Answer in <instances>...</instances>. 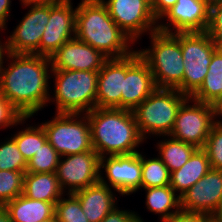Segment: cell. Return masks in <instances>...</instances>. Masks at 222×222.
Returning <instances> with one entry per match:
<instances>
[{
    "instance_id": "cell-32",
    "label": "cell",
    "mask_w": 222,
    "mask_h": 222,
    "mask_svg": "<svg viewBox=\"0 0 222 222\" xmlns=\"http://www.w3.org/2000/svg\"><path fill=\"white\" fill-rule=\"evenodd\" d=\"M27 162L19 151L15 140L7 138L0 143V170L26 172Z\"/></svg>"
},
{
    "instance_id": "cell-42",
    "label": "cell",
    "mask_w": 222,
    "mask_h": 222,
    "mask_svg": "<svg viewBox=\"0 0 222 222\" xmlns=\"http://www.w3.org/2000/svg\"><path fill=\"white\" fill-rule=\"evenodd\" d=\"M3 31L5 30L4 28H1L0 27V31ZM5 42V43H4ZM3 43L0 41V70L1 68L4 66L3 64L5 63L4 62V58H5V55L6 57L8 56L9 54V49H8V43L7 41H4Z\"/></svg>"
},
{
    "instance_id": "cell-19",
    "label": "cell",
    "mask_w": 222,
    "mask_h": 222,
    "mask_svg": "<svg viewBox=\"0 0 222 222\" xmlns=\"http://www.w3.org/2000/svg\"><path fill=\"white\" fill-rule=\"evenodd\" d=\"M127 57L108 59L98 72L96 108H120Z\"/></svg>"
},
{
    "instance_id": "cell-20",
    "label": "cell",
    "mask_w": 222,
    "mask_h": 222,
    "mask_svg": "<svg viewBox=\"0 0 222 222\" xmlns=\"http://www.w3.org/2000/svg\"><path fill=\"white\" fill-rule=\"evenodd\" d=\"M101 173L97 183L73 193L89 222H101L118 202Z\"/></svg>"
},
{
    "instance_id": "cell-43",
    "label": "cell",
    "mask_w": 222,
    "mask_h": 222,
    "mask_svg": "<svg viewBox=\"0 0 222 222\" xmlns=\"http://www.w3.org/2000/svg\"><path fill=\"white\" fill-rule=\"evenodd\" d=\"M211 217L212 222H222V200L217 211Z\"/></svg>"
},
{
    "instance_id": "cell-26",
    "label": "cell",
    "mask_w": 222,
    "mask_h": 222,
    "mask_svg": "<svg viewBox=\"0 0 222 222\" xmlns=\"http://www.w3.org/2000/svg\"><path fill=\"white\" fill-rule=\"evenodd\" d=\"M168 138L157 143V150L159 151L158 157L171 173L180 169L198 148L171 136Z\"/></svg>"
},
{
    "instance_id": "cell-7",
    "label": "cell",
    "mask_w": 222,
    "mask_h": 222,
    "mask_svg": "<svg viewBox=\"0 0 222 222\" xmlns=\"http://www.w3.org/2000/svg\"><path fill=\"white\" fill-rule=\"evenodd\" d=\"M41 125L47 141L61 157L93 150L87 114L56 113Z\"/></svg>"
},
{
    "instance_id": "cell-10",
    "label": "cell",
    "mask_w": 222,
    "mask_h": 222,
    "mask_svg": "<svg viewBox=\"0 0 222 222\" xmlns=\"http://www.w3.org/2000/svg\"><path fill=\"white\" fill-rule=\"evenodd\" d=\"M110 17L119 28L134 42L145 32L158 30V21L148 0H101ZM141 36V37H140Z\"/></svg>"
},
{
    "instance_id": "cell-34",
    "label": "cell",
    "mask_w": 222,
    "mask_h": 222,
    "mask_svg": "<svg viewBox=\"0 0 222 222\" xmlns=\"http://www.w3.org/2000/svg\"><path fill=\"white\" fill-rule=\"evenodd\" d=\"M31 116H22L7 100L0 94V129L23 124Z\"/></svg>"
},
{
    "instance_id": "cell-39",
    "label": "cell",
    "mask_w": 222,
    "mask_h": 222,
    "mask_svg": "<svg viewBox=\"0 0 222 222\" xmlns=\"http://www.w3.org/2000/svg\"><path fill=\"white\" fill-rule=\"evenodd\" d=\"M11 0H0V27L7 28L6 23L10 16Z\"/></svg>"
},
{
    "instance_id": "cell-14",
    "label": "cell",
    "mask_w": 222,
    "mask_h": 222,
    "mask_svg": "<svg viewBox=\"0 0 222 222\" xmlns=\"http://www.w3.org/2000/svg\"><path fill=\"white\" fill-rule=\"evenodd\" d=\"M161 19L168 20L167 23L158 22V31L161 32H206L210 7L202 0H177Z\"/></svg>"
},
{
    "instance_id": "cell-17",
    "label": "cell",
    "mask_w": 222,
    "mask_h": 222,
    "mask_svg": "<svg viewBox=\"0 0 222 222\" xmlns=\"http://www.w3.org/2000/svg\"><path fill=\"white\" fill-rule=\"evenodd\" d=\"M157 88L148 64L137 51L127 56V72L121 92V109L134 110Z\"/></svg>"
},
{
    "instance_id": "cell-3",
    "label": "cell",
    "mask_w": 222,
    "mask_h": 222,
    "mask_svg": "<svg viewBox=\"0 0 222 222\" xmlns=\"http://www.w3.org/2000/svg\"><path fill=\"white\" fill-rule=\"evenodd\" d=\"M93 149L100 157L139 152L144 142L132 110L94 108L87 113Z\"/></svg>"
},
{
    "instance_id": "cell-41",
    "label": "cell",
    "mask_w": 222,
    "mask_h": 222,
    "mask_svg": "<svg viewBox=\"0 0 222 222\" xmlns=\"http://www.w3.org/2000/svg\"><path fill=\"white\" fill-rule=\"evenodd\" d=\"M22 5L28 6V5H55L63 3L67 0H20Z\"/></svg>"
},
{
    "instance_id": "cell-30",
    "label": "cell",
    "mask_w": 222,
    "mask_h": 222,
    "mask_svg": "<svg viewBox=\"0 0 222 222\" xmlns=\"http://www.w3.org/2000/svg\"><path fill=\"white\" fill-rule=\"evenodd\" d=\"M25 173L0 170V207L22 194Z\"/></svg>"
},
{
    "instance_id": "cell-4",
    "label": "cell",
    "mask_w": 222,
    "mask_h": 222,
    "mask_svg": "<svg viewBox=\"0 0 222 222\" xmlns=\"http://www.w3.org/2000/svg\"><path fill=\"white\" fill-rule=\"evenodd\" d=\"M150 48L136 50L148 64L157 88H175L183 94L184 61L179 32L155 31Z\"/></svg>"
},
{
    "instance_id": "cell-16",
    "label": "cell",
    "mask_w": 222,
    "mask_h": 222,
    "mask_svg": "<svg viewBox=\"0 0 222 222\" xmlns=\"http://www.w3.org/2000/svg\"><path fill=\"white\" fill-rule=\"evenodd\" d=\"M72 0L50 5V17L40 41V55L50 57L64 43L75 38L76 8Z\"/></svg>"
},
{
    "instance_id": "cell-13",
    "label": "cell",
    "mask_w": 222,
    "mask_h": 222,
    "mask_svg": "<svg viewBox=\"0 0 222 222\" xmlns=\"http://www.w3.org/2000/svg\"><path fill=\"white\" fill-rule=\"evenodd\" d=\"M106 172L109 187L120 195H130L141 189V153L100 157L101 169Z\"/></svg>"
},
{
    "instance_id": "cell-8",
    "label": "cell",
    "mask_w": 222,
    "mask_h": 222,
    "mask_svg": "<svg viewBox=\"0 0 222 222\" xmlns=\"http://www.w3.org/2000/svg\"><path fill=\"white\" fill-rule=\"evenodd\" d=\"M179 42L184 61L183 94L191 97L202 85L217 48L207 32H179Z\"/></svg>"
},
{
    "instance_id": "cell-21",
    "label": "cell",
    "mask_w": 222,
    "mask_h": 222,
    "mask_svg": "<svg viewBox=\"0 0 222 222\" xmlns=\"http://www.w3.org/2000/svg\"><path fill=\"white\" fill-rule=\"evenodd\" d=\"M55 204L34 200L21 194L6 203L3 209L8 213L11 222H40L55 217Z\"/></svg>"
},
{
    "instance_id": "cell-9",
    "label": "cell",
    "mask_w": 222,
    "mask_h": 222,
    "mask_svg": "<svg viewBox=\"0 0 222 222\" xmlns=\"http://www.w3.org/2000/svg\"><path fill=\"white\" fill-rule=\"evenodd\" d=\"M214 124L212 104L188 97L178 110L169 136L203 148Z\"/></svg>"
},
{
    "instance_id": "cell-44",
    "label": "cell",
    "mask_w": 222,
    "mask_h": 222,
    "mask_svg": "<svg viewBox=\"0 0 222 222\" xmlns=\"http://www.w3.org/2000/svg\"><path fill=\"white\" fill-rule=\"evenodd\" d=\"M0 222H11L8 213L0 207Z\"/></svg>"
},
{
    "instance_id": "cell-28",
    "label": "cell",
    "mask_w": 222,
    "mask_h": 222,
    "mask_svg": "<svg viewBox=\"0 0 222 222\" xmlns=\"http://www.w3.org/2000/svg\"><path fill=\"white\" fill-rule=\"evenodd\" d=\"M23 158L28 162L47 141L42 125L28 126L12 136Z\"/></svg>"
},
{
    "instance_id": "cell-37",
    "label": "cell",
    "mask_w": 222,
    "mask_h": 222,
    "mask_svg": "<svg viewBox=\"0 0 222 222\" xmlns=\"http://www.w3.org/2000/svg\"><path fill=\"white\" fill-rule=\"evenodd\" d=\"M164 222H212V217L207 214L188 212L180 209Z\"/></svg>"
},
{
    "instance_id": "cell-29",
    "label": "cell",
    "mask_w": 222,
    "mask_h": 222,
    "mask_svg": "<svg viewBox=\"0 0 222 222\" xmlns=\"http://www.w3.org/2000/svg\"><path fill=\"white\" fill-rule=\"evenodd\" d=\"M60 157L59 153L46 141L27 162L26 172L55 173Z\"/></svg>"
},
{
    "instance_id": "cell-11",
    "label": "cell",
    "mask_w": 222,
    "mask_h": 222,
    "mask_svg": "<svg viewBox=\"0 0 222 222\" xmlns=\"http://www.w3.org/2000/svg\"><path fill=\"white\" fill-rule=\"evenodd\" d=\"M55 174L62 190L74 193L99 181L100 156L93 149L60 157Z\"/></svg>"
},
{
    "instance_id": "cell-23",
    "label": "cell",
    "mask_w": 222,
    "mask_h": 222,
    "mask_svg": "<svg viewBox=\"0 0 222 222\" xmlns=\"http://www.w3.org/2000/svg\"><path fill=\"white\" fill-rule=\"evenodd\" d=\"M63 193L55 173H25L22 194L26 197L56 203Z\"/></svg>"
},
{
    "instance_id": "cell-2",
    "label": "cell",
    "mask_w": 222,
    "mask_h": 222,
    "mask_svg": "<svg viewBox=\"0 0 222 222\" xmlns=\"http://www.w3.org/2000/svg\"><path fill=\"white\" fill-rule=\"evenodd\" d=\"M75 37L100 51L108 59L131 55L134 44L110 17L101 0H81L76 7Z\"/></svg>"
},
{
    "instance_id": "cell-5",
    "label": "cell",
    "mask_w": 222,
    "mask_h": 222,
    "mask_svg": "<svg viewBox=\"0 0 222 222\" xmlns=\"http://www.w3.org/2000/svg\"><path fill=\"white\" fill-rule=\"evenodd\" d=\"M51 75L55 89L48 102H56V113L87 114L96 108L98 72L51 70Z\"/></svg>"
},
{
    "instance_id": "cell-18",
    "label": "cell",
    "mask_w": 222,
    "mask_h": 222,
    "mask_svg": "<svg viewBox=\"0 0 222 222\" xmlns=\"http://www.w3.org/2000/svg\"><path fill=\"white\" fill-rule=\"evenodd\" d=\"M107 60L100 51L76 37L64 43L50 56L52 70L99 72Z\"/></svg>"
},
{
    "instance_id": "cell-45",
    "label": "cell",
    "mask_w": 222,
    "mask_h": 222,
    "mask_svg": "<svg viewBox=\"0 0 222 222\" xmlns=\"http://www.w3.org/2000/svg\"><path fill=\"white\" fill-rule=\"evenodd\" d=\"M204 1L210 8L214 5L222 3V0H202Z\"/></svg>"
},
{
    "instance_id": "cell-6",
    "label": "cell",
    "mask_w": 222,
    "mask_h": 222,
    "mask_svg": "<svg viewBox=\"0 0 222 222\" xmlns=\"http://www.w3.org/2000/svg\"><path fill=\"white\" fill-rule=\"evenodd\" d=\"M188 98L175 88H156L134 110V116L141 136L168 137L176 120L178 110Z\"/></svg>"
},
{
    "instance_id": "cell-22",
    "label": "cell",
    "mask_w": 222,
    "mask_h": 222,
    "mask_svg": "<svg viewBox=\"0 0 222 222\" xmlns=\"http://www.w3.org/2000/svg\"><path fill=\"white\" fill-rule=\"evenodd\" d=\"M211 169L209 158L198 148L188 161L170 174V186L181 196Z\"/></svg>"
},
{
    "instance_id": "cell-12",
    "label": "cell",
    "mask_w": 222,
    "mask_h": 222,
    "mask_svg": "<svg viewBox=\"0 0 222 222\" xmlns=\"http://www.w3.org/2000/svg\"><path fill=\"white\" fill-rule=\"evenodd\" d=\"M24 7L30 10L6 39L9 53L40 55V41L50 17V5Z\"/></svg>"
},
{
    "instance_id": "cell-36",
    "label": "cell",
    "mask_w": 222,
    "mask_h": 222,
    "mask_svg": "<svg viewBox=\"0 0 222 222\" xmlns=\"http://www.w3.org/2000/svg\"><path fill=\"white\" fill-rule=\"evenodd\" d=\"M101 222H144L138 213L129 210H119L116 206Z\"/></svg>"
},
{
    "instance_id": "cell-46",
    "label": "cell",
    "mask_w": 222,
    "mask_h": 222,
    "mask_svg": "<svg viewBox=\"0 0 222 222\" xmlns=\"http://www.w3.org/2000/svg\"><path fill=\"white\" fill-rule=\"evenodd\" d=\"M40 222H56V218L45 219Z\"/></svg>"
},
{
    "instance_id": "cell-35",
    "label": "cell",
    "mask_w": 222,
    "mask_h": 222,
    "mask_svg": "<svg viewBox=\"0 0 222 222\" xmlns=\"http://www.w3.org/2000/svg\"><path fill=\"white\" fill-rule=\"evenodd\" d=\"M206 32L216 48L222 50V3L210 8V21Z\"/></svg>"
},
{
    "instance_id": "cell-15",
    "label": "cell",
    "mask_w": 222,
    "mask_h": 222,
    "mask_svg": "<svg viewBox=\"0 0 222 222\" xmlns=\"http://www.w3.org/2000/svg\"><path fill=\"white\" fill-rule=\"evenodd\" d=\"M222 200V170L211 168L197 183L180 196L183 211L212 216Z\"/></svg>"
},
{
    "instance_id": "cell-31",
    "label": "cell",
    "mask_w": 222,
    "mask_h": 222,
    "mask_svg": "<svg viewBox=\"0 0 222 222\" xmlns=\"http://www.w3.org/2000/svg\"><path fill=\"white\" fill-rule=\"evenodd\" d=\"M63 196L55 204L56 222H89L82 211L80 201L73 193Z\"/></svg>"
},
{
    "instance_id": "cell-1",
    "label": "cell",
    "mask_w": 222,
    "mask_h": 222,
    "mask_svg": "<svg viewBox=\"0 0 222 222\" xmlns=\"http://www.w3.org/2000/svg\"><path fill=\"white\" fill-rule=\"evenodd\" d=\"M7 57L8 67L0 70V94L22 116L32 117L49 101L50 57L13 53Z\"/></svg>"
},
{
    "instance_id": "cell-27",
    "label": "cell",
    "mask_w": 222,
    "mask_h": 222,
    "mask_svg": "<svg viewBox=\"0 0 222 222\" xmlns=\"http://www.w3.org/2000/svg\"><path fill=\"white\" fill-rule=\"evenodd\" d=\"M141 188H153L170 185V171L159 158H145L141 154Z\"/></svg>"
},
{
    "instance_id": "cell-40",
    "label": "cell",
    "mask_w": 222,
    "mask_h": 222,
    "mask_svg": "<svg viewBox=\"0 0 222 222\" xmlns=\"http://www.w3.org/2000/svg\"><path fill=\"white\" fill-rule=\"evenodd\" d=\"M212 108H213L214 122L216 124L222 125V120L219 119L220 117H222V96L219 97L214 103H212Z\"/></svg>"
},
{
    "instance_id": "cell-24",
    "label": "cell",
    "mask_w": 222,
    "mask_h": 222,
    "mask_svg": "<svg viewBox=\"0 0 222 222\" xmlns=\"http://www.w3.org/2000/svg\"><path fill=\"white\" fill-rule=\"evenodd\" d=\"M143 189L146 191L145 203L148 211L160 214L161 222L168 220L181 209L180 196L170 185Z\"/></svg>"
},
{
    "instance_id": "cell-38",
    "label": "cell",
    "mask_w": 222,
    "mask_h": 222,
    "mask_svg": "<svg viewBox=\"0 0 222 222\" xmlns=\"http://www.w3.org/2000/svg\"><path fill=\"white\" fill-rule=\"evenodd\" d=\"M177 0H154L151 3V10L157 21L176 4Z\"/></svg>"
},
{
    "instance_id": "cell-33",
    "label": "cell",
    "mask_w": 222,
    "mask_h": 222,
    "mask_svg": "<svg viewBox=\"0 0 222 222\" xmlns=\"http://www.w3.org/2000/svg\"><path fill=\"white\" fill-rule=\"evenodd\" d=\"M209 158L213 169L222 170V125L214 124L202 148Z\"/></svg>"
},
{
    "instance_id": "cell-25",
    "label": "cell",
    "mask_w": 222,
    "mask_h": 222,
    "mask_svg": "<svg viewBox=\"0 0 222 222\" xmlns=\"http://www.w3.org/2000/svg\"><path fill=\"white\" fill-rule=\"evenodd\" d=\"M222 96V50L216 49L208 73L200 88L190 97L203 103H214Z\"/></svg>"
}]
</instances>
